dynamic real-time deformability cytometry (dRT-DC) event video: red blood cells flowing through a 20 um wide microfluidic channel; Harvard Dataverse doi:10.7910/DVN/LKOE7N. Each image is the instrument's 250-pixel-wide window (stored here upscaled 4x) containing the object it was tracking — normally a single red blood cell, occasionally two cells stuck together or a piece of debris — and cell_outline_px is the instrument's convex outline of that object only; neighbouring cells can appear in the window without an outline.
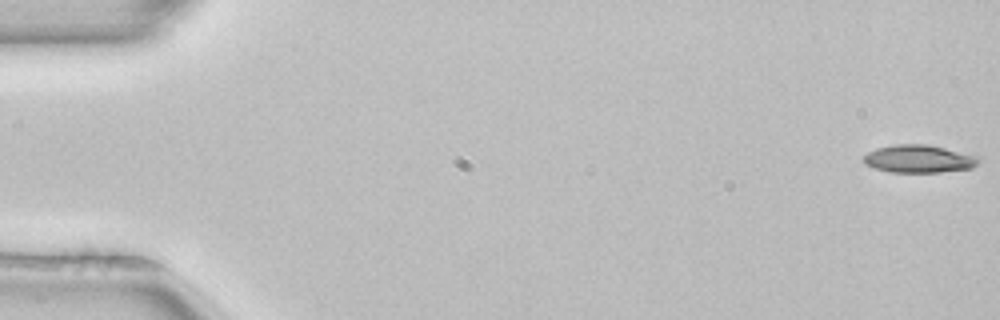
{"species": "common noctule bat (a hibernating species)", "species_latin": "Nyctalus noctula", "temperature_condition": "room temperature", "stored_images_in_passage": 51, "camera_frame_rate_fps": 3000, "um_per_image_px": 0.085, "animal": {"sex": "female", "body_mass_g": 22.7, "forearm_length_mm": 54.2}, "frame": {"image": 1, "passage_image": 1, "time_ms": 0.0, "image_size_px": [1000, 320], "cell_outline_px": [[980, 160], [972, 168], [940, 172], [892, 172], [876, 168], [864, 164], [864, 156], [868, 152], [876, 148], [896, 144], [928, 144], [980, 156]], "centroid_in_image_um": [78.13, 13.49], "position_along_channel_um": 6.9, "area_um2": 18.61}}
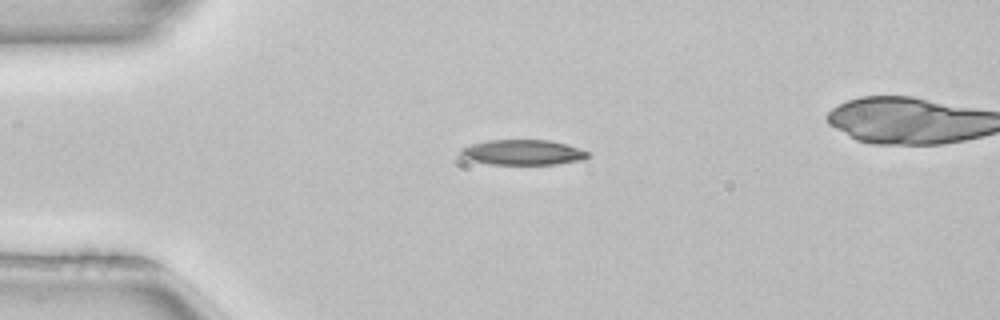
{"frame": {"image": 2, "passage_image": 13, "time_ms": 4.0, "image_size_px": [1000, 320], "cell_outline_px": [[588, 156], [584, 160], [556, 164], [492, 164], [468, 160], [460, 156], [460, 148], [472, 144], [488, 140], [548, 140], [564, 144], [588, 152]], "centroid_in_image_um": [44.38, 12.95], "position_along_channel_um": 40.6, "area_um2": 18.55}}
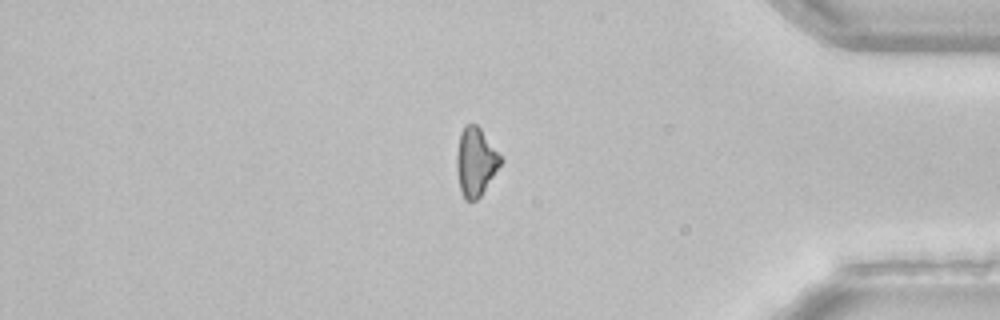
{"frame": {"image": 3, "passage_image": 44, "time_ms": 14.333, "image_size_px": [1000, 320], "cell_outline_px": [[504, 160], [480, 196], [476, 200], [464, 200], [460, 192], [456, 172], [456, 152], [460, 132], [464, 124], [476, 124], [480, 128]], "centroid_in_image_um": [40.4, 13.75], "position_along_channel_um": 394.8, "area_um2": 17.69}, "authors_computed_cell_mechanics": {"area_um2": 18.785, "velocity_mm_per_s": 3.9905, "shape_relaxation_time_tau1_ms": 2.8675, "shape_relaxation_time_tau2_ms": null, "deformation_change_tau1": 0.0982, "deformation_change_tau2": null}}